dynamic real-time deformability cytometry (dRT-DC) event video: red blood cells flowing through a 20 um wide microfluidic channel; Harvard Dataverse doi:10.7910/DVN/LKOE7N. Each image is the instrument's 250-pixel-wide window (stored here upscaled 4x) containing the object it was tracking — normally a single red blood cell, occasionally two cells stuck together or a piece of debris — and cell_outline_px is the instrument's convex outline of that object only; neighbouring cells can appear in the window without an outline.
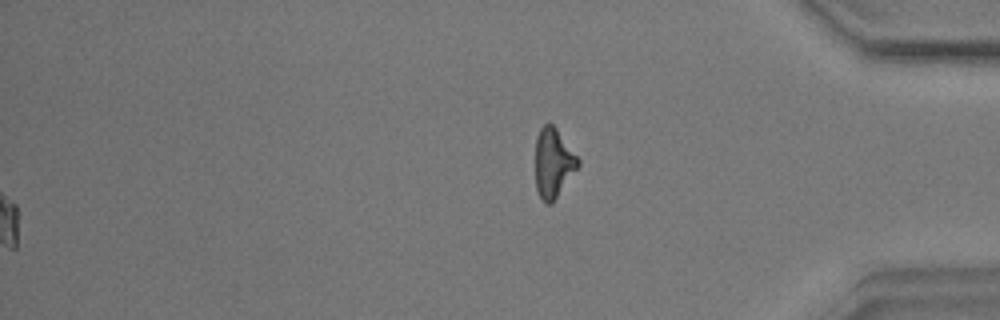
{"species": "common noctule bat (a hibernating species)", "species_latin": "Nyctalus noctula", "temperature_condition": "warm", "stored_images_in_passage": 54, "segment_of_instrument_passage": [2, 2], "camera_frame_rate_fps": 3000, "um_per_image_px": 0.085, "animal": {"sex": "male", "body_mass_g": 17.9}, "frame": {"image": 1, "passage_image": 54, "time_ms": 17.667, "image_size_px": [1000, 320], "cell_outline_px": [[580, 164], [552, 204], [544, 204], [536, 188], [536, 136], [540, 128], [544, 124], [552, 124], [556, 128], [580, 160]], "centroid_in_image_um": [47.02, 13.87], "position_along_channel_um": 388.2, "area_um2": 17.11}}